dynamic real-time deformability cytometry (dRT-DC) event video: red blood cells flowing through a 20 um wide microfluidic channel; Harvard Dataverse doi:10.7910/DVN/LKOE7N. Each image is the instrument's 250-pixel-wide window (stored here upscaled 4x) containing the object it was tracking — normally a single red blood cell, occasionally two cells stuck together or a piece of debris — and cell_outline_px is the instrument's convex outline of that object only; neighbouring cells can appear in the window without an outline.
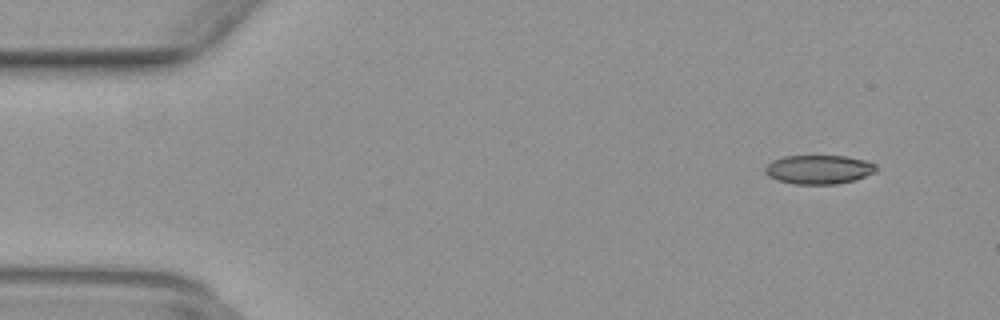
{"species": "common noctule bat (a hibernating species)", "species_latin": "Nyctalus noctula", "temperature_condition": "warm", "stored_images_in_passage": 47, "camera_frame_rate_fps": 3000, "um_per_image_px": 0.085, "animal": {"sex": "female", "body_mass_g": 29.2, "forearm_length_mm": 56.3}, "frame": {"image": 1, "passage_image": 2, "time_ms": 0.333, "image_size_px": [1000, 320], "cell_outline_px": [[876, 172], [856, 180], [836, 184], [792, 184], [776, 180], [768, 176], [764, 172], [764, 168], [772, 160], [784, 156], [848, 156], [868, 160], [876, 164]], "centroid_in_image_um": [69.61, 14.41], "position_along_channel_um": 15.4, "area_um2": 19.07}}
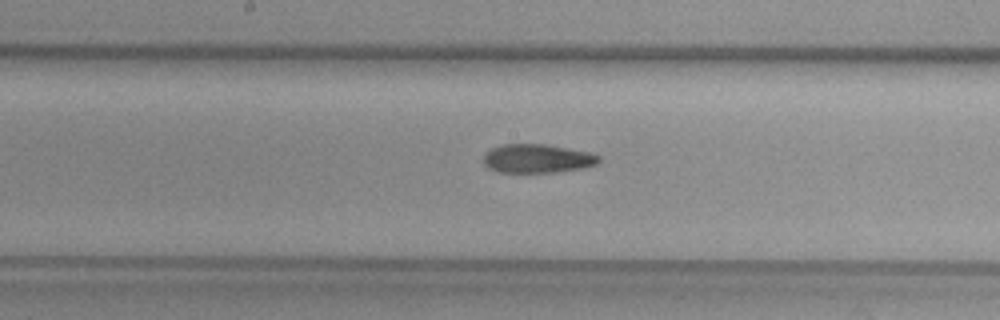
{"frame": {"image": 2, "passage_image": 23, "time_ms": 7.333, "image_size_px": [1000, 320], "cell_outline_px": [[600, 160], [596, 164], [580, 168], [556, 172], [496, 172], [488, 168], [484, 164], [484, 152], [500, 144], [548, 144], [592, 152], [600, 156]], "centroid_in_image_um": [45.65, 13.46], "position_along_channel_um": 202.5, "area_um2": 19.54}}
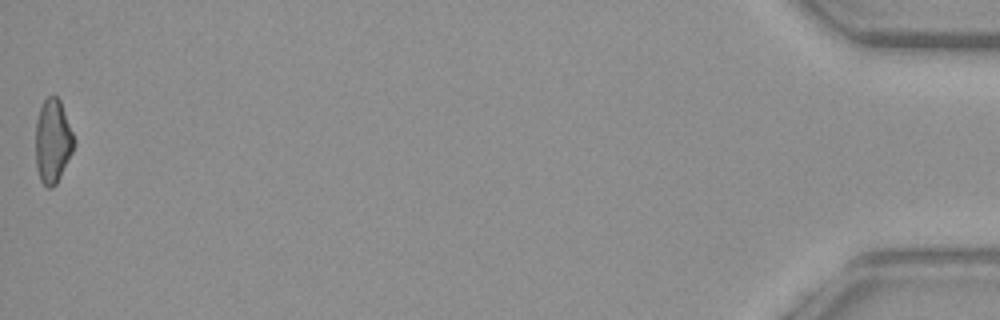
{"frame": {"image": 3, "passage_image": 47, "time_ms": 15.333, "image_size_px": [1000, 320], "cell_outline_px": [[76, 144], [56, 184], [52, 188], [48, 188], [40, 180], [36, 168], [36, 120], [40, 108], [44, 100], [48, 96], [56, 96], [60, 100], [76, 140]], "centroid_in_image_um": [4.49, 12.0], "position_along_channel_um": 430.7, "area_um2": 18.79}}